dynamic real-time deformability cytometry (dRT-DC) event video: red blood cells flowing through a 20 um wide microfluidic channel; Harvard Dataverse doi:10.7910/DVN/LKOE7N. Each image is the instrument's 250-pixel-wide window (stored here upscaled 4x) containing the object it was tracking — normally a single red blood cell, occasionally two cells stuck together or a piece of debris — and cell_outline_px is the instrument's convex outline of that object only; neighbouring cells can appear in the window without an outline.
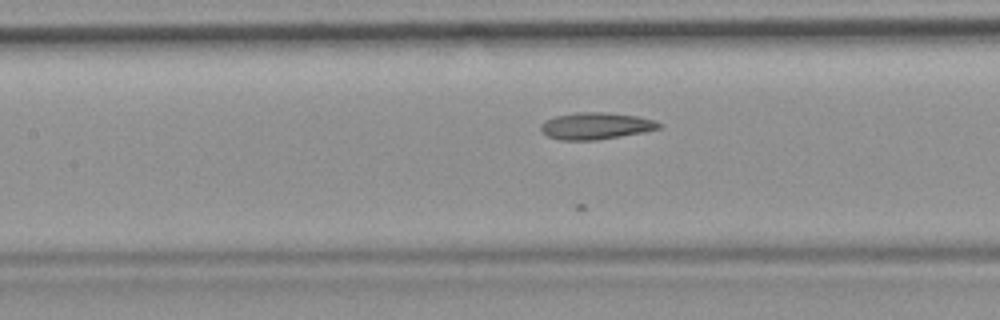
{"species": "common noctule bat (a hibernating species)", "species_latin": "Nyctalus noctula", "temperature_condition": "room temperature", "stored_images_in_passage": 24, "camera_frame_rate_fps": 3000, "um_per_image_px": 0.085, "animal": {"sex": "female", "body_mass_g": 19.9}, "frame": {"image": 1, "passage_image": 14, "time_ms": 4.333, "image_size_px": [1000, 320], "cell_outline_px": [[664, 124], [660, 128], [620, 136], [596, 140], [560, 140], [548, 136], [540, 128], [540, 124], [544, 120], [556, 116], [576, 112], [608, 112], [636, 116], [656, 120]], "centroid_in_image_um": [50.64, 10.69], "position_along_channel_um": 156.8, "area_um2": 18.44}}
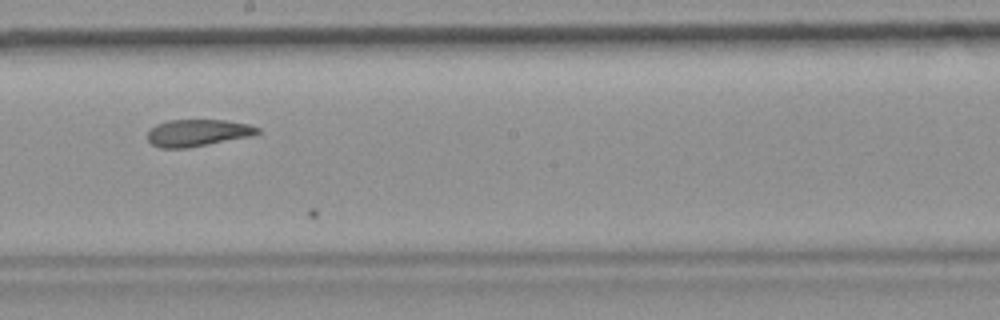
{"frame": {"image": 2, "passage_image": 20, "time_ms": 6.333, "image_size_px": [1000, 320], "cell_outline_px": [[260, 132], [252, 136], [188, 148], [160, 148], [152, 144], [148, 140], [148, 132], [156, 124], [168, 120], [224, 120], [248, 124], [260, 128]], "centroid_in_image_um": [16.81, 11.29], "position_along_channel_um": 231.4, "area_um2": 17.28}}